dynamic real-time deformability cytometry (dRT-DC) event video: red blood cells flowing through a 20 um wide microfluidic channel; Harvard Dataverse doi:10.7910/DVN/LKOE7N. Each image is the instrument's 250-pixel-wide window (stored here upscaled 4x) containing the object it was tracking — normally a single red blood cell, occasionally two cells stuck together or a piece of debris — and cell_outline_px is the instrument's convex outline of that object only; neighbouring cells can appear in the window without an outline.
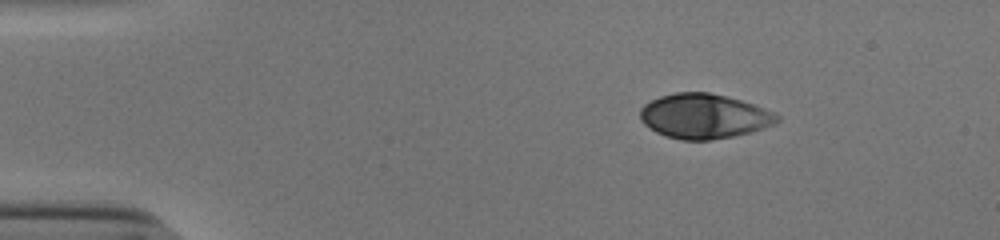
{"species": "human", "species_latin": "Homo sapiens", "temperature_condition": "cold", "stored_images_in_passage": 46, "camera_frame_rate_fps": 3000, "um_per_image_px": 0.085, "donor": {"sex": "male"}, "frame": {"image": 1, "passage_image": 1, "time_ms": 0.0, "image_size_px": [1000, 240], "cell_outline_px": [[780, 120], [776, 124], [752, 132], [712, 140], [680, 140], [656, 132], [648, 128], [640, 120], [640, 108], [644, 104], [660, 96], [676, 92], [708, 92], [740, 100], [776, 112], [780, 116]], "centroid_in_image_um": [59.85, 9.88], "position_along_channel_um": 25.1, "area_um2": 35.84}}
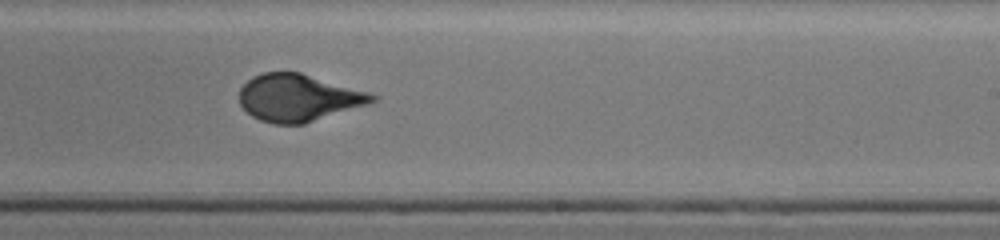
{"frame": {"image": 2, "passage_image": 26, "time_ms": 8.333, "image_size_px": [1000, 240], "cell_outline_px": [[380, 96], [372, 104], [304, 124], [272, 124], [260, 120], [252, 116], [240, 104], [240, 88], [252, 76], [264, 72], [300, 72], [372, 92]], "centroid_in_image_um": [25.44, 8.31], "position_along_channel_um": 263.6, "area_um2": 37.05}}
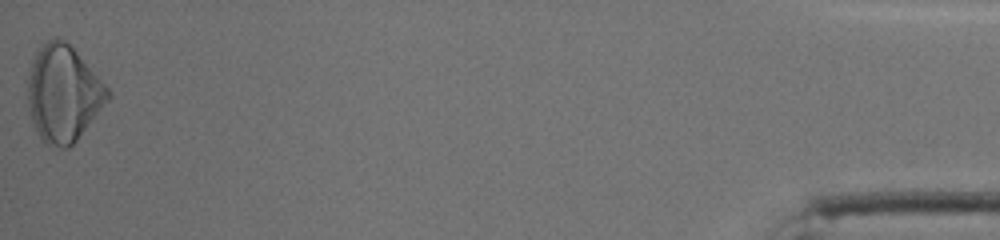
{"frame": {"image": 3, "passage_image": 46, "time_ms": 15.0, "image_size_px": [1000, 240], "cell_outline_px": [[112, 96], [76, 140], [68, 148], [60, 148], [48, 144], [36, 132], [32, 120], [28, 104], [28, 72], [32, 60], [36, 52], [48, 40], [56, 36], [64, 40], [76, 52], [112, 92]], "centroid_in_image_um": [5.37, 7.95], "position_along_channel_um": 429.8, "area_um2": 44.45}, "authors_computed_cell_mechanics": {"area_um2": 36.992, "velocity_mm_per_s": 3.8458, "shape_relaxation_time_tau1_ms": 4.9612, "shape_relaxation_time_tau2_ms": null, "deformation_change_tau1": 0.1983, "deformation_change_tau2": null}}